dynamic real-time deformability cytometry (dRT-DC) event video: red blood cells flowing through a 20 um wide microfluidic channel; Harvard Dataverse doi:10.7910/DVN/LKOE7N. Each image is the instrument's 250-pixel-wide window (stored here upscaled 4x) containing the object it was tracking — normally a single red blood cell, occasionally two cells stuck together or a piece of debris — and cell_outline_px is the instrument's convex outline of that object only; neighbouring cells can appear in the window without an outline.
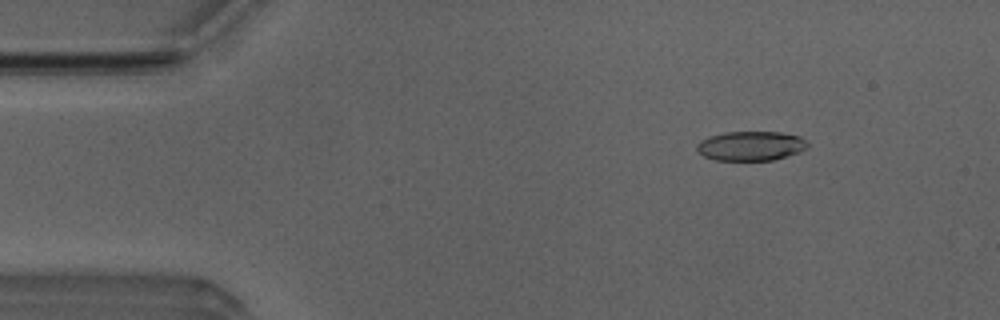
{"species": "Egyptian fruit bat (a non-hibernating species)", "species_latin": "Rousettus aegyptiacus", "temperature_condition": "room temperature", "stored_images_in_passage": 4, "camera_frame_rate_fps": 3000, "um_per_image_px": 0.085, "animal": {"sex": "male"}, "frame": {"image": 1, "passage_image": 2, "time_ms": 0.333, "image_size_px": [1000, 320], "cell_outline_px": [[808, 144], [800, 152], [772, 160], [716, 160], [704, 156], [696, 148], [696, 144], [700, 140], [708, 136], [724, 132], [780, 132], [800, 136]], "centroid_in_image_um": [63.78, 12.39], "position_along_channel_um": 21.2, "area_um2": 18.9}}